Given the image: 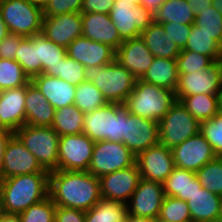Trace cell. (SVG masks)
<instances>
[{"label": "cell", "mask_w": 222, "mask_h": 222, "mask_svg": "<svg viewBox=\"0 0 222 222\" xmlns=\"http://www.w3.org/2000/svg\"><path fill=\"white\" fill-rule=\"evenodd\" d=\"M135 163L136 156L122 142L98 141L94 144L88 172L100 178Z\"/></svg>", "instance_id": "cell-9"}, {"label": "cell", "mask_w": 222, "mask_h": 222, "mask_svg": "<svg viewBox=\"0 0 222 222\" xmlns=\"http://www.w3.org/2000/svg\"><path fill=\"white\" fill-rule=\"evenodd\" d=\"M26 37L20 36L15 33H9L0 42V59L15 60V56L18 51V47Z\"/></svg>", "instance_id": "cell-48"}, {"label": "cell", "mask_w": 222, "mask_h": 222, "mask_svg": "<svg viewBox=\"0 0 222 222\" xmlns=\"http://www.w3.org/2000/svg\"><path fill=\"white\" fill-rule=\"evenodd\" d=\"M158 218L167 222L192 221L187 201L169 196H165Z\"/></svg>", "instance_id": "cell-40"}, {"label": "cell", "mask_w": 222, "mask_h": 222, "mask_svg": "<svg viewBox=\"0 0 222 222\" xmlns=\"http://www.w3.org/2000/svg\"><path fill=\"white\" fill-rule=\"evenodd\" d=\"M202 186L196 177V172L174 167L172 173L163 182L166 196L176 197L187 201Z\"/></svg>", "instance_id": "cell-28"}, {"label": "cell", "mask_w": 222, "mask_h": 222, "mask_svg": "<svg viewBox=\"0 0 222 222\" xmlns=\"http://www.w3.org/2000/svg\"><path fill=\"white\" fill-rule=\"evenodd\" d=\"M125 222H152V219L127 214Z\"/></svg>", "instance_id": "cell-56"}, {"label": "cell", "mask_w": 222, "mask_h": 222, "mask_svg": "<svg viewBox=\"0 0 222 222\" xmlns=\"http://www.w3.org/2000/svg\"><path fill=\"white\" fill-rule=\"evenodd\" d=\"M58 77L67 83L78 86L85 80V67L66 55L58 66Z\"/></svg>", "instance_id": "cell-45"}, {"label": "cell", "mask_w": 222, "mask_h": 222, "mask_svg": "<svg viewBox=\"0 0 222 222\" xmlns=\"http://www.w3.org/2000/svg\"><path fill=\"white\" fill-rule=\"evenodd\" d=\"M165 1L166 0H141L140 5L154 15Z\"/></svg>", "instance_id": "cell-53"}, {"label": "cell", "mask_w": 222, "mask_h": 222, "mask_svg": "<svg viewBox=\"0 0 222 222\" xmlns=\"http://www.w3.org/2000/svg\"><path fill=\"white\" fill-rule=\"evenodd\" d=\"M171 153L176 167L193 172L216 157L211 145L200 132L171 148Z\"/></svg>", "instance_id": "cell-16"}, {"label": "cell", "mask_w": 222, "mask_h": 222, "mask_svg": "<svg viewBox=\"0 0 222 222\" xmlns=\"http://www.w3.org/2000/svg\"><path fill=\"white\" fill-rule=\"evenodd\" d=\"M201 186L222 196V157H215L196 172Z\"/></svg>", "instance_id": "cell-38"}, {"label": "cell", "mask_w": 222, "mask_h": 222, "mask_svg": "<svg viewBox=\"0 0 222 222\" xmlns=\"http://www.w3.org/2000/svg\"><path fill=\"white\" fill-rule=\"evenodd\" d=\"M154 57L176 59L181 49L174 40L165 33L162 24L154 21L146 28L140 36Z\"/></svg>", "instance_id": "cell-27"}, {"label": "cell", "mask_w": 222, "mask_h": 222, "mask_svg": "<svg viewBox=\"0 0 222 222\" xmlns=\"http://www.w3.org/2000/svg\"><path fill=\"white\" fill-rule=\"evenodd\" d=\"M49 197L56 206L88 211L101 199L99 178L88 171L49 172Z\"/></svg>", "instance_id": "cell-1"}, {"label": "cell", "mask_w": 222, "mask_h": 222, "mask_svg": "<svg viewBox=\"0 0 222 222\" xmlns=\"http://www.w3.org/2000/svg\"><path fill=\"white\" fill-rule=\"evenodd\" d=\"M81 13L61 14L43 17L42 34L53 43L67 48L76 38L82 36Z\"/></svg>", "instance_id": "cell-19"}, {"label": "cell", "mask_w": 222, "mask_h": 222, "mask_svg": "<svg viewBox=\"0 0 222 222\" xmlns=\"http://www.w3.org/2000/svg\"><path fill=\"white\" fill-rule=\"evenodd\" d=\"M0 9L10 33L30 37L42 32V7L29 0H0Z\"/></svg>", "instance_id": "cell-7"}, {"label": "cell", "mask_w": 222, "mask_h": 222, "mask_svg": "<svg viewBox=\"0 0 222 222\" xmlns=\"http://www.w3.org/2000/svg\"><path fill=\"white\" fill-rule=\"evenodd\" d=\"M176 60L179 75L203 71L215 63L209 56L189 50H181Z\"/></svg>", "instance_id": "cell-42"}, {"label": "cell", "mask_w": 222, "mask_h": 222, "mask_svg": "<svg viewBox=\"0 0 222 222\" xmlns=\"http://www.w3.org/2000/svg\"><path fill=\"white\" fill-rule=\"evenodd\" d=\"M85 80L92 82L108 103L124 104L137 78L114 60L107 65L85 68Z\"/></svg>", "instance_id": "cell-4"}, {"label": "cell", "mask_w": 222, "mask_h": 222, "mask_svg": "<svg viewBox=\"0 0 222 222\" xmlns=\"http://www.w3.org/2000/svg\"><path fill=\"white\" fill-rule=\"evenodd\" d=\"M154 22L163 24L175 22L179 24H194L195 16L187 0H166L154 14Z\"/></svg>", "instance_id": "cell-31"}, {"label": "cell", "mask_w": 222, "mask_h": 222, "mask_svg": "<svg viewBox=\"0 0 222 222\" xmlns=\"http://www.w3.org/2000/svg\"><path fill=\"white\" fill-rule=\"evenodd\" d=\"M220 220L222 221V196H221V219Z\"/></svg>", "instance_id": "cell-63"}, {"label": "cell", "mask_w": 222, "mask_h": 222, "mask_svg": "<svg viewBox=\"0 0 222 222\" xmlns=\"http://www.w3.org/2000/svg\"><path fill=\"white\" fill-rule=\"evenodd\" d=\"M30 81L16 60L0 59V91L25 86Z\"/></svg>", "instance_id": "cell-39"}, {"label": "cell", "mask_w": 222, "mask_h": 222, "mask_svg": "<svg viewBox=\"0 0 222 222\" xmlns=\"http://www.w3.org/2000/svg\"><path fill=\"white\" fill-rule=\"evenodd\" d=\"M4 213L19 214L49 196V173H31L0 179Z\"/></svg>", "instance_id": "cell-2"}, {"label": "cell", "mask_w": 222, "mask_h": 222, "mask_svg": "<svg viewBox=\"0 0 222 222\" xmlns=\"http://www.w3.org/2000/svg\"><path fill=\"white\" fill-rule=\"evenodd\" d=\"M127 117L128 109L124 104L107 102L94 111L84 113L83 133L94 142H122Z\"/></svg>", "instance_id": "cell-5"}, {"label": "cell", "mask_w": 222, "mask_h": 222, "mask_svg": "<svg viewBox=\"0 0 222 222\" xmlns=\"http://www.w3.org/2000/svg\"><path fill=\"white\" fill-rule=\"evenodd\" d=\"M83 0H48L43 6V17L81 13Z\"/></svg>", "instance_id": "cell-46"}, {"label": "cell", "mask_w": 222, "mask_h": 222, "mask_svg": "<svg viewBox=\"0 0 222 222\" xmlns=\"http://www.w3.org/2000/svg\"><path fill=\"white\" fill-rule=\"evenodd\" d=\"M122 143L135 156L159 143L158 122L133 115L128 111Z\"/></svg>", "instance_id": "cell-18"}, {"label": "cell", "mask_w": 222, "mask_h": 222, "mask_svg": "<svg viewBox=\"0 0 222 222\" xmlns=\"http://www.w3.org/2000/svg\"><path fill=\"white\" fill-rule=\"evenodd\" d=\"M212 7L222 13V0H212Z\"/></svg>", "instance_id": "cell-57"}, {"label": "cell", "mask_w": 222, "mask_h": 222, "mask_svg": "<svg viewBox=\"0 0 222 222\" xmlns=\"http://www.w3.org/2000/svg\"><path fill=\"white\" fill-rule=\"evenodd\" d=\"M29 1L43 8V6L47 3L48 0H29Z\"/></svg>", "instance_id": "cell-59"}, {"label": "cell", "mask_w": 222, "mask_h": 222, "mask_svg": "<svg viewBox=\"0 0 222 222\" xmlns=\"http://www.w3.org/2000/svg\"><path fill=\"white\" fill-rule=\"evenodd\" d=\"M115 0H83L81 13L109 14Z\"/></svg>", "instance_id": "cell-50"}, {"label": "cell", "mask_w": 222, "mask_h": 222, "mask_svg": "<svg viewBox=\"0 0 222 222\" xmlns=\"http://www.w3.org/2000/svg\"><path fill=\"white\" fill-rule=\"evenodd\" d=\"M218 109L222 111V85L217 93Z\"/></svg>", "instance_id": "cell-58"}, {"label": "cell", "mask_w": 222, "mask_h": 222, "mask_svg": "<svg viewBox=\"0 0 222 222\" xmlns=\"http://www.w3.org/2000/svg\"><path fill=\"white\" fill-rule=\"evenodd\" d=\"M140 180L141 175L136 163L128 168L103 175L99 178L101 198L128 204Z\"/></svg>", "instance_id": "cell-13"}, {"label": "cell", "mask_w": 222, "mask_h": 222, "mask_svg": "<svg viewBox=\"0 0 222 222\" xmlns=\"http://www.w3.org/2000/svg\"><path fill=\"white\" fill-rule=\"evenodd\" d=\"M107 103L102 92L92 82L76 86L74 105L83 113L91 112Z\"/></svg>", "instance_id": "cell-37"}, {"label": "cell", "mask_w": 222, "mask_h": 222, "mask_svg": "<svg viewBox=\"0 0 222 222\" xmlns=\"http://www.w3.org/2000/svg\"><path fill=\"white\" fill-rule=\"evenodd\" d=\"M31 173H49L39 164L36 157L13 134L4 149L0 179Z\"/></svg>", "instance_id": "cell-12"}, {"label": "cell", "mask_w": 222, "mask_h": 222, "mask_svg": "<svg viewBox=\"0 0 222 222\" xmlns=\"http://www.w3.org/2000/svg\"><path fill=\"white\" fill-rule=\"evenodd\" d=\"M200 133L211 145L216 157H222V111L200 122Z\"/></svg>", "instance_id": "cell-44"}, {"label": "cell", "mask_w": 222, "mask_h": 222, "mask_svg": "<svg viewBox=\"0 0 222 222\" xmlns=\"http://www.w3.org/2000/svg\"><path fill=\"white\" fill-rule=\"evenodd\" d=\"M141 178L163 183L172 173L174 160L171 148L158 143L140 152L136 156Z\"/></svg>", "instance_id": "cell-15"}, {"label": "cell", "mask_w": 222, "mask_h": 222, "mask_svg": "<svg viewBox=\"0 0 222 222\" xmlns=\"http://www.w3.org/2000/svg\"><path fill=\"white\" fill-rule=\"evenodd\" d=\"M25 110L27 125L51 126L55 115V108L32 81L26 85Z\"/></svg>", "instance_id": "cell-25"}, {"label": "cell", "mask_w": 222, "mask_h": 222, "mask_svg": "<svg viewBox=\"0 0 222 222\" xmlns=\"http://www.w3.org/2000/svg\"><path fill=\"white\" fill-rule=\"evenodd\" d=\"M179 101L199 122L209 120L219 111L217 95L197 94L181 97Z\"/></svg>", "instance_id": "cell-36"}, {"label": "cell", "mask_w": 222, "mask_h": 222, "mask_svg": "<svg viewBox=\"0 0 222 222\" xmlns=\"http://www.w3.org/2000/svg\"><path fill=\"white\" fill-rule=\"evenodd\" d=\"M176 101L175 91L137 79L124 106L133 115L159 122Z\"/></svg>", "instance_id": "cell-3"}, {"label": "cell", "mask_w": 222, "mask_h": 222, "mask_svg": "<svg viewBox=\"0 0 222 222\" xmlns=\"http://www.w3.org/2000/svg\"><path fill=\"white\" fill-rule=\"evenodd\" d=\"M0 222H20L18 214L2 213L0 215Z\"/></svg>", "instance_id": "cell-55"}, {"label": "cell", "mask_w": 222, "mask_h": 222, "mask_svg": "<svg viewBox=\"0 0 222 222\" xmlns=\"http://www.w3.org/2000/svg\"><path fill=\"white\" fill-rule=\"evenodd\" d=\"M193 15L196 17L203 10L208 9L212 6V0H187Z\"/></svg>", "instance_id": "cell-51"}, {"label": "cell", "mask_w": 222, "mask_h": 222, "mask_svg": "<svg viewBox=\"0 0 222 222\" xmlns=\"http://www.w3.org/2000/svg\"><path fill=\"white\" fill-rule=\"evenodd\" d=\"M66 53L85 68L107 65L115 60L116 50L107 44L95 42L86 37L74 39L66 48Z\"/></svg>", "instance_id": "cell-20"}, {"label": "cell", "mask_w": 222, "mask_h": 222, "mask_svg": "<svg viewBox=\"0 0 222 222\" xmlns=\"http://www.w3.org/2000/svg\"><path fill=\"white\" fill-rule=\"evenodd\" d=\"M38 34L26 37L18 47L15 60L21 65L30 80L42 74V63L38 54Z\"/></svg>", "instance_id": "cell-34"}, {"label": "cell", "mask_w": 222, "mask_h": 222, "mask_svg": "<svg viewBox=\"0 0 222 222\" xmlns=\"http://www.w3.org/2000/svg\"><path fill=\"white\" fill-rule=\"evenodd\" d=\"M26 85L0 91V128L13 133L26 124Z\"/></svg>", "instance_id": "cell-21"}, {"label": "cell", "mask_w": 222, "mask_h": 222, "mask_svg": "<svg viewBox=\"0 0 222 222\" xmlns=\"http://www.w3.org/2000/svg\"><path fill=\"white\" fill-rule=\"evenodd\" d=\"M193 24H179V23H163L165 33L174 40V43L180 48L183 49L186 46L188 37L191 33V28Z\"/></svg>", "instance_id": "cell-47"}, {"label": "cell", "mask_w": 222, "mask_h": 222, "mask_svg": "<svg viewBox=\"0 0 222 222\" xmlns=\"http://www.w3.org/2000/svg\"><path fill=\"white\" fill-rule=\"evenodd\" d=\"M7 24L5 23L0 9V42L9 34Z\"/></svg>", "instance_id": "cell-54"}, {"label": "cell", "mask_w": 222, "mask_h": 222, "mask_svg": "<svg viewBox=\"0 0 222 222\" xmlns=\"http://www.w3.org/2000/svg\"><path fill=\"white\" fill-rule=\"evenodd\" d=\"M36 157L44 170H58V147L60 136L50 126L25 124L13 133Z\"/></svg>", "instance_id": "cell-6"}, {"label": "cell", "mask_w": 222, "mask_h": 222, "mask_svg": "<svg viewBox=\"0 0 222 222\" xmlns=\"http://www.w3.org/2000/svg\"><path fill=\"white\" fill-rule=\"evenodd\" d=\"M56 204L48 196L18 214L20 222H55Z\"/></svg>", "instance_id": "cell-43"}, {"label": "cell", "mask_w": 222, "mask_h": 222, "mask_svg": "<svg viewBox=\"0 0 222 222\" xmlns=\"http://www.w3.org/2000/svg\"><path fill=\"white\" fill-rule=\"evenodd\" d=\"M133 2L135 5H139L141 0H127Z\"/></svg>", "instance_id": "cell-62"}, {"label": "cell", "mask_w": 222, "mask_h": 222, "mask_svg": "<svg viewBox=\"0 0 222 222\" xmlns=\"http://www.w3.org/2000/svg\"><path fill=\"white\" fill-rule=\"evenodd\" d=\"M222 85V62H215L210 68L193 74H180L175 89L177 100L181 97L212 94L217 95Z\"/></svg>", "instance_id": "cell-14"}, {"label": "cell", "mask_w": 222, "mask_h": 222, "mask_svg": "<svg viewBox=\"0 0 222 222\" xmlns=\"http://www.w3.org/2000/svg\"><path fill=\"white\" fill-rule=\"evenodd\" d=\"M152 222H167V221H164L157 217V218L152 219Z\"/></svg>", "instance_id": "cell-61"}, {"label": "cell", "mask_w": 222, "mask_h": 222, "mask_svg": "<svg viewBox=\"0 0 222 222\" xmlns=\"http://www.w3.org/2000/svg\"><path fill=\"white\" fill-rule=\"evenodd\" d=\"M181 50H189L201 55L209 56L214 62L222 61V46L211 35L192 25L191 33L188 37L186 46Z\"/></svg>", "instance_id": "cell-35"}, {"label": "cell", "mask_w": 222, "mask_h": 222, "mask_svg": "<svg viewBox=\"0 0 222 222\" xmlns=\"http://www.w3.org/2000/svg\"><path fill=\"white\" fill-rule=\"evenodd\" d=\"M127 214V204L101 198L85 211L84 222H125Z\"/></svg>", "instance_id": "cell-32"}, {"label": "cell", "mask_w": 222, "mask_h": 222, "mask_svg": "<svg viewBox=\"0 0 222 222\" xmlns=\"http://www.w3.org/2000/svg\"><path fill=\"white\" fill-rule=\"evenodd\" d=\"M83 31L82 36L95 42L107 44L117 50L123 43L117 28L109 14L81 13Z\"/></svg>", "instance_id": "cell-23"}, {"label": "cell", "mask_w": 222, "mask_h": 222, "mask_svg": "<svg viewBox=\"0 0 222 222\" xmlns=\"http://www.w3.org/2000/svg\"><path fill=\"white\" fill-rule=\"evenodd\" d=\"M3 213V208H2V194H1V189H0V215Z\"/></svg>", "instance_id": "cell-60"}, {"label": "cell", "mask_w": 222, "mask_h": 222, "mask_svg": "<svg viewBox=\"0 0 222 222\" xmlns=\"http://www.w3.org/2000/svg\"><path fill=\"white\" fill-rule=\"evenodd\" d=\"M85 211L57 206L55 211V222H84Z\"/></svg>", "instance_id": "cell-49"}, {"label": "cell", "mask_w": 222, "mask_h": 222, "mask_svg": "<svg viewBox=\"0 0 222 222\" xmlns=\"http://www.w3.org/2000/svg\"><path fill=\"white\" fill-rule=\"evenodd\" d=\"M48 102L56 109L74 105L76 86L59 77L40 74L31 79Z\"/></svg>", "instance_id": "cell-24"}, {"label": "cell", "mask_w": 222, "mask_h": 222, "mask_svg": "<svg viewBox=\"0 0 222 222\" xmlns=\"http://www.w3.org/2000/svg\"><path fill=\"white\" fill-rule=\"evenodd\" d=\"M12 135H13L12 131L8 129L0 128V170L3 164L4 149H5L6 143Z\"/></svg>", "instance_id": "cell-52"}, {"label": "cell", "mask_w": 222, "mask_h": 222, "mask_svg": "<svg viewBox=\"0 0 222 222\" xmlns=\"http://www.w3.org/2000/svg\"><path fill=\"white\" fill-rule=\"evenodd\" d=\"M178 68L176 59L154 58L153 63L140 80L175 91L178 85Z\"/></svg>", "instance_id": "cell-29"}, {"label": "cell", "mask_w": 222, "mask_h": 222, "mask_svg": "<svg viewBox=\"0 0 222 222\" xmlns=\"http://www.w3.org/2000/svg\"><path fill=\"white\" fill-rule=\"evenodd\" d=\"M154 58L141 37L124 40L115 56V60L137 79L144 75Z\"/></svg>", "instance_id": "cell-22"}, {"label": "cell", "mask_w": 222, "mask_h": 222, "mask_svg": "<svg viewBox=\"0 0 222 222\" xmlns=\"http://www.w3.org/2000/svg\"><path fill=\"white\" fill-rule=\"evenodd\" d=\"M94 144L84 133L60 136L58 170L88 171Z\"/></svg>", "instance_id": "cell-11"}, {"label": "cell", "mask_w": 222, "mask_h": 222, "mask_svg": "<svg viewBox=\"0 0 222 222\" xmlns=\"http://www.w3.org/2000/svg\"><path fill=\"white\" fill-rule=\"evenodd\" d=\"M163 183L141 178L138 187L127 204L128 214L145 218H157L165 198Z\"/></svg>", "instance_id": "cell-17"}, {"label": "cell", "mask_w": 222, "mask_h": 222, "mask_svg": "<svg viewBox=\"0 0 222 222\" xmlns=\"http://www.w3.org/2000/svg\"><path fill=\"white\" fill-rule=\"evenodd\" d=\"M194 25L222 46V13L211 6L195 17Z\"/></svg>", "instance_id": "cell-41"}, {"label": "cell", "mask_w": 222, "mask_h": 222, "mask_svg": "<svg viewBox=\"0 0 222 222\" xmlns=\"http://www.w3.org/2000/svg\"><path fill=\"white\" fill-rule=\"evenodd\" d=\"M109 16L123 41L140 37L154 21V15L145 7L127 0H115Z\"/></svg>", "instance_id": "cell-10"}, {"label": "cell", "mask_w": 222, "mask_h": 222, "mask_svg": "<svg viewBox=\"0 0 222 222\" xmlns=\"http://www.w3.org/2000/svg\"><path fill=\"white\" fill-rule=\"evenodd\" d=\"M187 204L192 221L218 222L221 219V196L203 187L189 197Z\"/></svg>", "instance_id": "cell-26"}, {"label": "cell", "mask_w": 222, "mask_h": 222, "mask_svg": "<svg viewBox=\"0 0 222 222\" xmlns=\"http://www.w3.org/2000/svg\"><path fill=\"white\" fill-rule=\"evenodd\" d=\"M38 44L42 74L58 77V66L67 55L66 48L48 40L42 33H38Z\"/></svg>", "instance_id": "cell-33"}, {"label": "cell", "mask_w": 222, "mask_h": 222, "mask_svg": "<svg viewBox=\"0 0 222 222\" xmlns=\"http://www.w3.org/2000/svg\"><path fill=\"white\" fill-rule=\"evenodd\" d=\"M84 113L75 105L65 106L55 110L51 124L59 136L83 133Z\"/></svg>", "instance_id": "cell-30"}, {"label": "cell", "mask_w": 222, "mask_h": 222, "mask_svg": "<svg viewBox=\"0 0 222 222\" xmlns=\"http://www.w3.org/2000/svg\"><path fill=\"white\" fill-rule=\"evenodd\" d=\"M159 143L173 148L200 132V122L177 100L158 122Z\"/></svg>", "instance_id": "cell-8"}]
</instances>
